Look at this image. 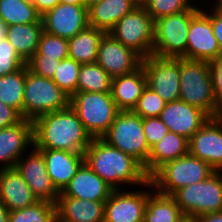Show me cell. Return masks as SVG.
Wrapping results in <instances>:
<instances>
[{
  "label": "cell",
  "mask_w": 222,
  "mask_h": 222,
  "mask_svg": "<svg viewBox=\"0 0 222 222\" xmlns=\"http://www.w3.org/2000/svg\"><path fill=\"white\" fill-rule=\"evenodd\" d=\"M211 25L214 36L216 37L222 51V16H220L214 9H211Z\"/></svg>",
  "instance_id": "7bdbcfd3"
},
{
  "label": "cell",
  "mask_w": 222,
  "mask_h": 222,
  "mask_svg": "<svg viewBox=\"0 0 222 222\" xmlns=\"http://www.w3.org/2000/svg\"><path fill=\"white\" fill-rule=\"evenodd\" d=\"M134 8L128 0H101L88 9V25L109 33Z\"/></svg>",
  "instance_id": "484cf974"
},
{
  "label": "cell",
  "mask_w": 222,
  "mask_h": 222,
  "mask_svg": "<svg viewBox=\"0 0 222 222\" xmlns=\"http://www.w3.org/2000/svg\"><path fill=\"white\" fill-rule=\"evenodd\" d=\"M6 24L0 19V40L6 37Z\"/></svg>",
  "instance_id": "7dc6e473"
},
{
  "label": "cell",
  "mask_w": 222,
  "mask_h": 222,
  "mask_svg": "<svg viewBox=\"0 0 222 222\" xmlns=\"http://www.w3.org/2000/svg\"><path fill=\"white\" fill-rule=\"evenodd\" d=\"M210 69L214 96L222 108V54L210 62Z\"/></svg>",
  "instance_id": "60d3db41"
},
{
  "label": "cell",
  "mask_w": 222,
  "mask_h": 222,
  "mask_svg": "<svg viewBox=\"0 0 222 222\" xmlns=\"http://www.w3.org/2000/svg\"><path fill=\"white\" fill-rule=\"evenodd\" d=\"M143 130L150 149L168 132L167 126L159 117L143 118Z\"/></svg>",
  "instance_id": "ab89813d"
},
{
  "label": "cell",
  "mask_w": 222,
  "mask_h": 222,
  "mask_svg": "<svg viewBox=\"0 0 222 222\" xmlns=\"http://www.w3.org/2000/svg\"><path fill=\"white\" fill-rule=\"evenodd\" d=\"M180 222H195V219L191 217H185Z\"/></svg>",
  "instance_id": "f5cc1de1"
},
{
  "label": "cell",
  "mask_w": 222,
  "mask_h": 222,
  "mask_svg": "<svg viewBox=\"0 0 222 222\" xmlns=\"http://www.w3.org/2000/svg\"><path fill=\"white\" fill-rule=\"evenodd\" d=\"M214 172L207 162L188 153L166 162L149 179L158 193L172 195L180 188L207 179Z\"/></svg>",
  "instance_id": "5b68a950"
},
{
  "label": "cell",
  "mask_w": 222,
  "mask_h": 222,
  "mask_svg": "<svg viewBox=\"0 0 222 222\" xmlns=\"http://www.w3.org/2000/svg\"><path fill=\"white\" fill-rule=\"evenodd\" d=\"M27 63L19 56L8 39L0 40V76L11 74L21 69Z\"/></svg>",
  "instance_id": "74e56055"
},
{
  "label": "cell",
  "mask_w": 222,
  "mask_h": 222,
  "mask_svg": "<svg viewBox=\"0 0 222 222\" xmlns=\"http://www.w3.org/2000/svg\"><path fill=\"white\" fill-rule=\"evenodd\" d=\"M151 189L143 222H180L185 218L171 195L158 193L154 187Z\"/></svg>",
  "instance_id": "f1b7e54d"
},
{
  "label": "cell",
  "mask_w": 222,
  "mask_h": 222,
  "mask_svg": "<svg viewBox=\"0 0 222 222\" xmlns=\"http://www.w3.org/2000/svg\"><path fill=\"white\" fill-rule=\"evenodd\" d=\"M104 34V31L88 25L68 40V57L80 64L95 63L99 42Z\"/></svg>",
  "instance_id": "83f0119b"
},
{
  "label": "cell",
  "mask_w": 222,
  "mask_h": 222,
  "mask_svg": "<svg viewBox=\"0 0 222 222\" xmlns=\"http://www.w3.org/2000/svg\"><path fill=\"white\" fill-rule=\"evenodd\" d=\"M185 217L222 211V171H215L207 179L180 188L171 195Z\"/></svg>",
  "instance_id": "ba28073f"
},
{
  "label": "cell",
  "mask_w": 222,
  "mask_h": 222,
  "mask_svg": "<svg viewBox=\"0 0 222 222\" xmlns=\"http://www.w3.org/2000/svg\"><path fill=\"white\" fill-rule=\"evenodd\" d=\"M22 115L14 108L0 101V129L19 123Z\"/></svg>",
  "instance_id": "b9f144b4"
},
{
  "label": "cell",
  "mask_w": 222,
  "mask_h": 222,
  "mask_svg": "<svg viewBox=\"0 0 222 222\" xmlns=\"http://www.w3.org/2000/svg\"><path fill=\"white\" fill-rule=\"evenodd\" d=\"M0 201L14 211L34 205L38 199L16 168L0 169Z\"/></svg>",
  "instance_id": "7402d4cb"
},
{
  "label": "cell",
  "mask_w": 222,
  "mask_h": 222,
  "mask_svg": "<svg viewBox=\"0 0 222 222\" xmlns=\"http://www.w3.org/2000/svg\"><path fill=\"white\" fill-rule=\"evenodd\" d=\"M191 2L192 0H146L144 8L155 21L158 18L181 13L195 7L196 5Z\"/></svg>",
  "instance_id": "e575fe53"
},
{
  "label": "cell",
  "mask_w": 222,
  "mask_h": 222,
  "mask_svg": "<svg viewBox=\"0 0 222 222\" xmlns=\"http://www.w3.org/2000/svg\"><path fill=\"white\" fill-rule=\"evenodd\" d=\"M57 222H104L105 202L58 197Z\"/></svg>",
  "instance_id": "603a6c76"
},
{
  "label": "cell",
  "mask_w": 222,
  "mask_h": 222,
  "mask_svg": "<svg viewBox=\"0 0 222 222\" xmlns=\"http://www.w3.org/2000/svg\"><path fill=\"white\" fill-rule=\"evenodd\" d=\"M84 162L114 190L123 189L126 184L140 188L149 180L136 159L102 138H92L84 152Z\"/></svg>",
  "instance_id": "7a4b0ae2"
},
{
  "label": "cell",
  "mask_w": 222,
  "mask_h": 222,
  "mask_svg": "<svg viewBox=\"0 0 222 222\" xmlns=\"http://www.w3.org/2000/svg\"><path fill=\"white\" fill-rule=\"evenodd\" d=\"M194 219L195 222H222V211L204 214Z\"/></svg>",
  "instance_id": "f6af8a7d"
},
{
  "label": "cell",
  "mask_w": 222,
  "mask_h": 222,
  "mask_svg": "<svg viewBox=\"0 0 222 222\" xmlns=\"http://www.w3.org/2000/svg\"><path fill=\"white\" fill-rule=\"evenodd\" d=\"M211 118L222 116L213 92L210 63L180 58V99Z\"/></svg>",
  "instance_id": "3957f363"
},
{
  "label": "cell",
  "mask_w": 222,
  "mask_h": 222,
  "mask_svg": "<svg viewBox=\"0 0 222 222\" xmlns=\"http://www.w3.org/2000/svg\"><path fill=\"white\" fill-rule=\"evenodd\" d=\"M155 21L144 7H135L109 32L142 59L152 55Z\"/></svg>",
  "instance_id": "30bf717a"
},
{
  "label": "cell",
  "mask_w": 222,
  "mask_h": 222,
  "mask_svg": "<svg viewBox=\"0 0 222 222\" xmlns=\"http://www.w3.org/2000/svg\"><path fill=\"white\" fill-rule=\"evenodd\" d=\"M43 31V23L16 24L7 26L6 38L27 63L37 52Z\"/></svg>",
  "instance_id": "4316f807"
},
{
  "label": "cell",
  "mask_w": 222,
  "mask_h": 222,
  "mask_svg": "<svg viewBox=\"0 0 222 222\" xmlns=\"http://www.w3.org/2000/svg\"><path fill=\"white\" fill-rule=\"evenodd\" d=\"M39 150L43 154L54 187L59 193L63 192L84 163V154L52 149Z\"/></svg>",
  "instance_id": "44dd1931"
},
{
  "label": "cell",
  "mask_w": 222,
  "mask_h": 222,
  "mask_svg": "<svg viewBox=\"0 0 222 222\" xmlns=\"http://www.w3.org/2000/svg\"><path fill=\"white\" fill-rule=\"evenodd\" d=\"M130 3H132L135 7H144L146 0H128Z\"/></svg>",
  "instance_id": "f907efd6"
},
{
  "label": "cell",
  "mask_w": 222,
  "mask_h": 222,
  "mask_svg": "<svg viewBox=\"0 0 222 222\" xmlns=\"http://www.w3.org/2000/svg\"><path fill=\"white\" fill-rule=\"evenodd\" d=\"M147 86L146 75L140 66L134 72L111 79V94L120 111H132Z\"/></svg>",
  "instance_id": "cb8c5ba5"
},
{
  "label": "cell",
  "mask_w": 222,
  "mask_h": 222,
  "mask_svg": "<svg viewBox=\"0 0 222 222\" xmlns=\"http://www.w3.org/2000/svg\"><path fill=\"white\" fill-rule=\"evenodd\" d=\"M142 58L132 49L124 46L110 33H105L98 46L96 63L111 78L134 72L141 66Z\"/></svg>",
  "instance_id": "9a60e30c"
},
{
  "label": "cell",
  "mask_w": 222,
  "mask_h": 222,
  "mask_svg": "<svg viewBox=\"0 0 222 222\" xmlns=\"http://www.w3.org/2000/svg\"><path fill=\"white\" fill-rule=\"evenodd\" d=\"M70 97L50 79L35 75L26 65V80L23 95V118H36L66 109Z\"/></svg>",
  "instance_id": "8992f818"
},
{
  "label": "cell",
  "mask_w": 222,
  "mask_h": 222,
  "mask_svg": "<svg viewBox=\"0 0 222 222\" xmlns=\"http://www.w3.org/2000/svg\"><path fill=\"white\" fill-rule=\"evenodd\" d=\"M82 64L74 59L65 58L60 61L52 80L69 97L77 92V82Z\"/></svg>",
  "instance_id": "836d02e7"
},
{
  "label": "cell",
  "mask_w": 222,
  "mask_h": 222,
  "mask_svg": "<svg viewBox=\"0 0 222 222\" xmlns=\"http://www.w3.org/2000/svg\"><path fill=\"white\" fill-rule=\"evenodd\" d=\"M60 61L56 58L46 57V55H33L27 65L35 75L52 79Z\"/></svg>",
  "instance_id": "f35d334b"
},
{
  "label": "cell",
  "mask_w": 222,
  "mask_h": 222,
  "mask_svg": "<svg viewBox=\"0 0 222 222\" xmlns=\"http://www.w3.org/2000/svg\"><path fill=\"white\" fill-rule=\"evenodd\" d=\"M102 139L132 156L143 167L146 165L151 149L145 138L143 118L139 115L132 111H120Z\"/></svg>",
  "instance_id": "9c48e42d"
},
{
  "label": "cell",
  "mask_w": 222,
  "mask_h": 222,
  "mask_svg": "<svg viewBox=\"0 0 222 222\" xmlns=\"http://www.w3.org/2000/svg\"><path fill=\"white\" fill-rule=\"evenodd\" d=\"M214 9L220 16H222V1H215Z\"/></svg>",
  "instance_id": "681fc988"
},
{
  "label": "cell",
  "mask_w": 222,
  "mask_h": 222,
  "mask_svg": "<svg viewBox=\"0 0 222 222\" xmlns=\"http://www.w3.org/2000/svg\"><path fill=\"white\" fill-rule=\"evenodd\" d=\"M33 145V121L23 118L15 125L1 128L0 169L15 168L17 161Z\"/></svg>",
  "instance_id": "d6986e66"
},
{
  "label": "cell",
  "mask_w": 222,
  "mask_h": 222,
  "mask_svg": "<svg viewBox=\"0 0 222 222\" xmlns=\"http://www.w3.org/2000/svg\"><path fill=\"white\" fill-rule=\"evenodd\" d=\"M147 87L165 102L180 99V58L159 57L154 54L142 59Z\"/></svg>",
  "instance_id": "8fae6325"
},
{
  "label": "cell",
  "mask_w": 222,
  "mask_h": 222,
  "mask_svg": "<svg viewBox=\"0 0 222 222\" xmlns=\"http://www.w3.org/2000/svg\"><path fill=\"white\" fill-rule=\"evenodd\" d=\"M0 19L6 26L42 23L30 0H0Z\"/></svg>",
  "instance_id": "f546056e"
},
{
  "label": "cell",
  "mask_w": 222,
  "mask_h": 222,
  "mask_svg": "<svg viewBox=\"0 0 222 222\" xmlns=\"http://www.w3.org/2000/svg\"><path fill=\"white\" fill-rule=\"evenodd\" d=\"M222 51L213 33L211 10L201 9L190 22L187 34L186 59L211 62Z\"/></svg>",
  "instance_id": "4fadbf2b"
},
{
  "label": "cell",
  "mask_w": 222,
  "mask_h": 222,
  "mask_svg": "<svg viewBox=\"0 0 222 222\" xmlns=\"http://www.w3.org/2000/svg\"><path fill=\"white\" fill-rule=\"evenodd\" d=\"M25 80L26 65L16 72L0 76V101L16 109L22 117Z\"/></svg>",
  "instance_id": "4dcf8cb0"
},
{
  "label": "cell",
  "mask_w": 222,
  "mask_h": 222,
  "mask_svg": "<svg viewBox=\"0 0 222 222\" xmlns=\"http://www.w3.org/2000/svg\"><path fill=\"white\" fill-rule=\"evenodd\" d=\"M189 153V139L168 131L150 150L146 165L143 167L150 178L166 162L173 161Z\"/></svg>",
  "instance_id": "d4e9b609"
},
{
  "label": "cell",
  "mask_w": 222,
  "mask_h": 222,
  "mask_svg": "<svg viewBox=\"0 0 222 222\" xmlns=\"http://www.w3.org/2000/svg\"><path fill=\"white\" fill-rule=\"evenodd\" d=\"M9 213L8 208L0 201V222H8Z\"/></svg>",
  "instance_id": "bcb514c9"
},
{
  "label": "cell",
  "mask_w": 222,
  "mask_h": 222,
  "mask_svg": "<svg viewBox=\"0 0 222 222\" xmlns=\"http://www.w3.org/2000/svg\"><path fill=\"white\" fill-rule=\"evenodd\" d=\"M189 153L222 171V116L210 118L189 139Z\"/></svg>",
  "instance_id": "e0dca14e"
},
{
  "label": "cell",
  "mask_w": 222,
  "mask_h": 222,
  "mask_svg": "<svg viewBox=\"0 0 222 222\" xmlns=\"http://www.w3.org/2000/svg\"><path fill=\"white\" fill-rule=\"evenodd\" d=\"M100 176L84 162L59 197H74L90 201L106 202L113 192Z\"/></svg>",
  "instance_id": "ffe728a7"
},
{
  "label": "cell",
  "mask_w": 222,
  "mask_h": 222,
  "mask_svg": "<svg viewBox=\"0 0 222 222\" xmlns=\"http://www.w3.org/2000/svg\"><path fill=\"white\" fill-rule=\"evenodd\" d=\"M34 146L37 149H52L82 153L92 137L70 105L63 110L49 112L33 121Z\"/></svg>",
  "instance_id": "6da1fadb"
},
{
  "label": "cell",
  "mask_w": 222,
  "mask_h": 222,
  "mask_svg": "<svg viewBox=\"0 0 222 222\" xmlns=\"http://www.w3.org/2000/svg\"><path fill=\"white\" fill-rule=\"evenodd\" d=\"M41 20L45 32L69 40L88 26V9L84 5L59 3Z\"/></svg>",
  "instance_id": "2e32d148"
},
{
  "label": "cell",
  "mask_w": 222,
  "mask_h": 222,
  "mask_svg": "<svg viewBox=\"0 0 222 222\" xmlns=\"http://www.w3.org/2000/svg\"><path fill=\"white\" fill-rule=\"evenodd\" d=\"M69 105L92 138H102L120 112L111 92H76Z\"/></svg>",
  "instance_id": "277c9868"
},
{
  "label": "cell",
  "mask_w": 222,
  "mask_h": 222,
  "mask_svg": "<svg viewBox=\"0 0 222 222\" xmlns=\"http://www.w3.org/2000/svg\"><path fill=\"white\" fill-rule=\"evenodd\" d=\"M159 118L168 131L190 139L211 117L200 108L178 100L167 103Z\"/></svg>",
  "instance_id": "ac0fdd59"
},
{
  "label": "cell",
  "mask_w": 222,
  "mask_h": 222,
  "mask_svg": "<svg viewBox=\"0 0 222 222\" xmlns=\"http://www.w3.org/2000/svg\"><path fill=\"white\" fill-rule=\"evenodd\" d=\"M111 77L96 62L82 64L78 82L77 92H111Z\"/></svg>",
  "instance_id": "1f68e13d"
},
{
  "label": "cell",
  "mask_w": 222,
  "mask_h": 222,
  "mask_svg": "<svg viewBox=\"0 0 222 222\" xmlns=\"http://www.w3.org/2000/svg\"><path fill=\"white\" fill-rule=\"evenodd\" d=\"M166 104L156 92L146 86L132 112L142 118L159 117Z\"/></svg>",
  "instance_id": "d590c367"
},
{
  "label": "cell",
  "mask_w": 222,
  "mask_h": 222,
  "mask_svg": "<svg viewBox=\"0 0 222 222\" xmlns=\"http://www.w3.org/2000/svg\"><path fill=\"white\" fill-rule=\"evenodd\" d=\"M8 222H57L56 204L37 201L32 206L11 211Z\"/></svg>",
  "instance_id": "d6a6232c"
},
{
  "label": "cell",
  "mask_w": 222,
  "mask_h": 222,
  "mask_svg": "<svg viewBox=\"0 0 222 222\" xmlns=\"http://www.w3.org/2000/svg\"><path fill=\"white\" fill-rule=\"evenodd\" d=\"M34 55H46L58 60L68 58V40L43 31Z\"/></svg>",
  "instance_id": "8d00e7d4"
},
{
  "label": "cell",
  "mask_w": 222,
  "mask_h": 222,
  "mask_svg": "<svg viewBox=\"0 0 222 222\" xmlns=\"http://www.w3.org/2000/svg\"><path fill=\"white\" fill-rule=\"evenodd\" d=\"M101 0H84V6L89 9L92 7L94 4L99 3Z\"/></svg>",
  "instance_id": "816d5d0a"
},
{
  "label": "cell",
  "mask_w": 222,
  "mask_h": 222,
  "mask_svg": "<svg viewBox=\"0 0 222 222\" xmlns=\"http://www.w3.org/2000/svg\"><path fill=\"white\" fill-rule=\"evenodd\" d=\"M144 187L146 191L113 190L105 202L104 222H143L148 195L152 192L150 187H153L150 179Z\"/></svg>",
  "instance_id": "7c38bea8"
},
{
  "label": "cell",
  "mask_w": 222,
  "mask_h": 222,
  "mask_svg": "<svg viewBox=\"0 0 222 222\" xmlns=\"http://www.w3.org/2000/svg\"><path fill=\"white\" fill-rule=\"evenodd\" d=\"M37 12L43 16L46 12L52 10L60 0H30Z\"/></svg>",
  "instance_id": "ee69618b"
},
{
  "label": "cell",
  "mask_w": 222,
  "mask_h": 222,
  "mask_svg": "<svg viewBox=\"0 0 222 222\" xmlns=\"http://www.w3.org/2000/svg\"><path fill=\"white\" fill-rule=\"evenodd\" d=\"M200 10L196 4L189 10L155 20L152 54L186 59L188 29L191 19Z\"/></svg>",
  "instance_id": "52a82bcc"
},
{
  "label": "cell",
  "mask_w": 222,
  "mask_h": 222,
  "mask_svg": "<svg viewBox=\"0 0 222 222\" xmlns=\"http://www.w3.org/2000/svg\"><path fill=\"white\" fill-rule=\"evenodd\" d=\"M31 148L32 151L26 156L27 158L22 155L15 168L22 175L38 201L56 204L60 193L50 179L43 154L34 145Z\"/></svg>",
  "instance_id": "5bb4252c"
},
{
  "label": "cell",
  "mask_w": 222,
  "mask_h": 222,
  "mask_svg": "<svg viewBox=\"0 0 222 222\" xmlns=\"http://www.w3.org/2000/svg\"><path fill=\"white\" fill-rule=\"evenodd\" d=\"M60 3L73 4V5H84V0H60Z\"/></svg>",
  "instance_id": "c3c4849f"
}]
</instances>
